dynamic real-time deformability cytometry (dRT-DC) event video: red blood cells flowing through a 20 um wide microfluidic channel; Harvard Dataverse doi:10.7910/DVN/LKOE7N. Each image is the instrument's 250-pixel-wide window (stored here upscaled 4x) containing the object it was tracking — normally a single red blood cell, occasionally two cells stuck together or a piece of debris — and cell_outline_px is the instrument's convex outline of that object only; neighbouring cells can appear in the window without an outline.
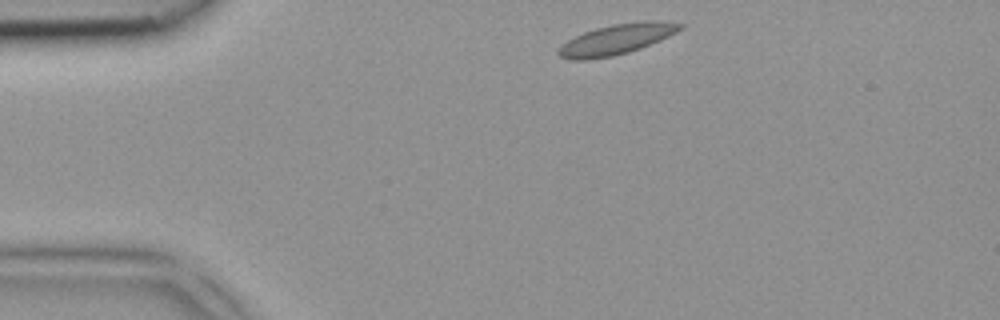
{"species": "common noctule bat (a hibernating species)", "species_latin": "Nyctalus noctula", "temperature_condition": "room temperature", "stored_images_in_passage": 2, "camera_frame_rate_fps": 3000, "um_per_image_px": 0.085, "animal": {"sex": "female", "body_mass_g": 18.4}, "frame": {"image": 1, "passage_image": 1, "time_ms": 0.0, "image_size_px": [1000, 320], "cell_outline_px": [[684, 28], [660, 40], [640, 48], [628, 52], [612, 56], [588, 60], [568, 60], [560, 56], [556, 52], [568, 40], [584, 32], [596, 28], [612, 24], [644, 20], [664, 20], [684, 24]], "centroid_in_image_um": [52.44, 3.33], "position_along_channel_um": 32.6, "area_um2": 21.56}}